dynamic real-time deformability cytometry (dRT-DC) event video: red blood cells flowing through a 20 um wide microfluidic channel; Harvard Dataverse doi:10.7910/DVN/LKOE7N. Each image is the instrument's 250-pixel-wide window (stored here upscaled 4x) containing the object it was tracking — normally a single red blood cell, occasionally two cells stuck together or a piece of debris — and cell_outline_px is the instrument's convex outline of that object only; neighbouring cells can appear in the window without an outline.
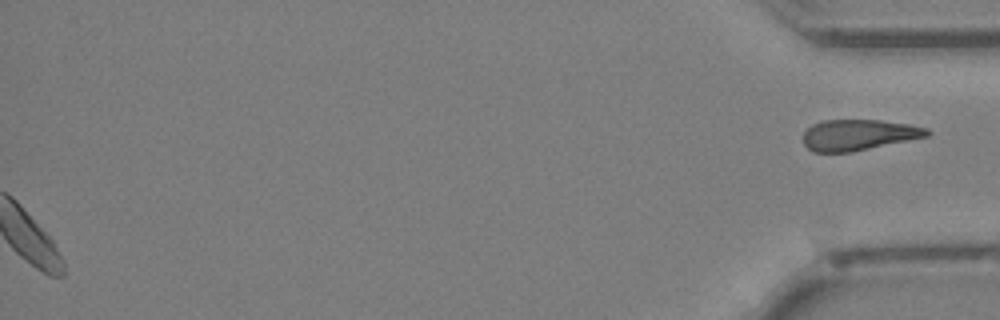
{"species": "Egyptian fruit bat (a non-hibernating species)", "species_latin": "Rousettus aegyptiacus", "temperature_condition": "cold", "stored_images_in_passage": 41, "segment_of_instrument_passage": [2, 2], "camera_frame_rate_fps": 3000, "um_per_image_px": 0.085, "animal": {"sex": "female"}, "frame": {"image": 1, "passage_image": 41, "time_ms": 13.333, "image_size_px": [1000, 320], "cell_outline_px": [[932, 132], [928, 136], [852, 152], [812, 152], [804, 144], [804, 132], [812, 124], [820, 120], [880, 120], [908, 124], [928, 128]], "centroid_in_image_um": [72.98, 11.46], "position_along_channel_um": 362.2, "area_um2": 22.31}}